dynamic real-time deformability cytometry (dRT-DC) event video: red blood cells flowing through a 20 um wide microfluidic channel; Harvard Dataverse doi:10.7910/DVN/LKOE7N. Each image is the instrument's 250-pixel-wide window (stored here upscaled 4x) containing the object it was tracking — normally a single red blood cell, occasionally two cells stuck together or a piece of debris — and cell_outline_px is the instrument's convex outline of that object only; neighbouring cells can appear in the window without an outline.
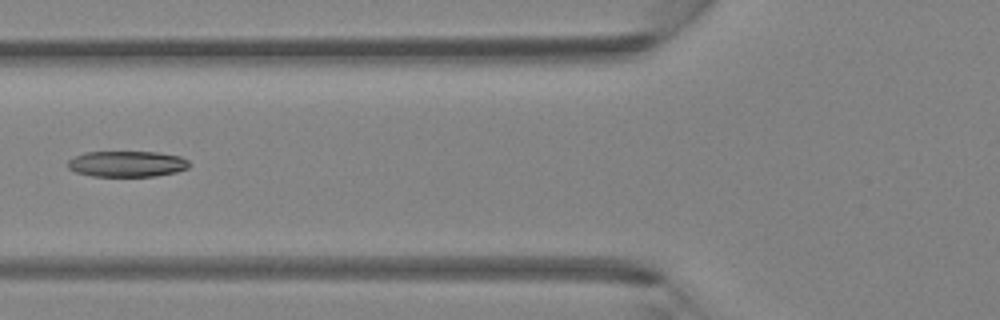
{"species": "Egyptian fruit bat (a non-hibernating species)", "species_latin": "Rousettus aegyptiacus", "temperature_condition": "room temperature", "stored_images_in_passage": 6, "camera_frame_rate_fps": 3000, "um_per_image_px": 0.085, "animal": {"sex": "female"}, "frame": {"image": 1, "passage_image": 6, "time_ms": 1.667, "image_size_px": [1000, 320], "cell_outline_px": [[192, 164], [188, 168], [176, 172], [156, 176], [92, 176], [76, 172], [68, 168], [68, 160], [84, 152], [156, 152], [180, 156], [188, 160]], "centroid_in_image_um": [10.82, 13.93], "position_along_channel_um": 115.0, "area_um2": 18.38}}